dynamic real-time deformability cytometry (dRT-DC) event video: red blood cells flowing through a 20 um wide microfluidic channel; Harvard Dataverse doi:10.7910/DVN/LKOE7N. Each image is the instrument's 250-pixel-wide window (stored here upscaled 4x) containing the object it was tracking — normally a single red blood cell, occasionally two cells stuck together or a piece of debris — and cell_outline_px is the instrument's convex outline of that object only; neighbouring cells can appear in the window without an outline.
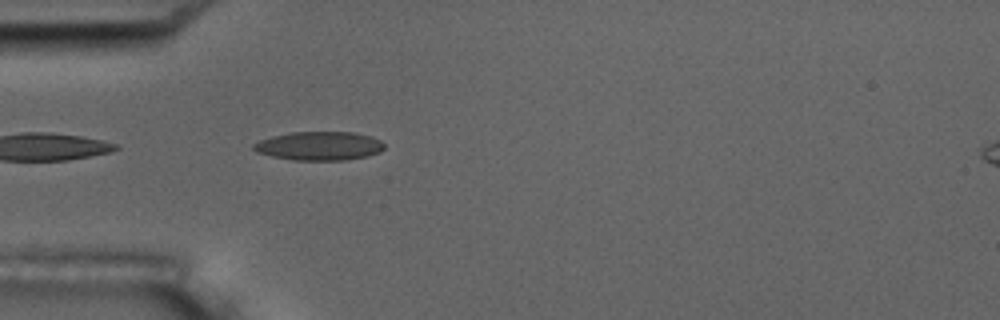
{"species": "common noctule bat (a hibernating species)", "species_latin": "Nyctalus noctula", "temperature_condition": "room temperature", "stored_images_in_passage": 2, "camera_frame_rate_fps": 3000, "um_per_image_px": 0.085, "animal": {"sex": "male", "body_mass_g": 17.5, "forearm_length_mm": 52.3}, "frame": {"image": 1, "passage_image": 2, "time_ms": 1.0, "image_size_px": [1000, 320], "cell_outline_px": [[384, 148], [380, 152], [368, 156], [344, 160], [292, 160], [272, 156], [256, 152], [252, 148], [252, 144], [260, 140], [272, 136], [292, 132], [352, 132], [372, 136], [380, 140], [384, 144]], "centroid_in_image_um": [27.14, 12.4], "position_along_channel_um": 57.9, "area_um2": 21.96}}